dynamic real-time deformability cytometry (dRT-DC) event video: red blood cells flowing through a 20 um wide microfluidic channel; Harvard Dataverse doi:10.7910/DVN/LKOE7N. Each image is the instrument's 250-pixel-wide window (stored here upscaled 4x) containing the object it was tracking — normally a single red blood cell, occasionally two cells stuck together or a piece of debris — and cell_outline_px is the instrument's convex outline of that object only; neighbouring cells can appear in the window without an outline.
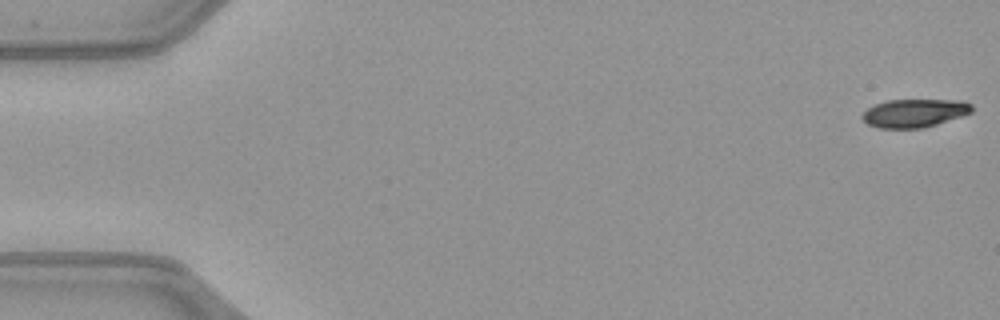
{"species": "common noctule bat (a hibernating species)", "species_latin": "Nyctalus noctula", "temperature_condition": "warm", "stored_images_in_passage": 51, "camera_frame_rate_fps": 3000, "um_per_image_px": 0.085, "animal": {"sex": "female", "body_mass_g": 21.9}, "frame": {"image": 1, "passage_image": 1, "time_ms": 0.0, "image_size_px": [1000, 320], "cell_outline_px": [[972, 112], [924, 128], [880, 128], [868, 124], [860, 116], [868, 108], [876, 104], [888, 100], [964, 100], [972, 104]], "centroid_in_image_um": [77.73, 9.61], "position_along_channel_um": 7.3, "area_um2": 17.92}}
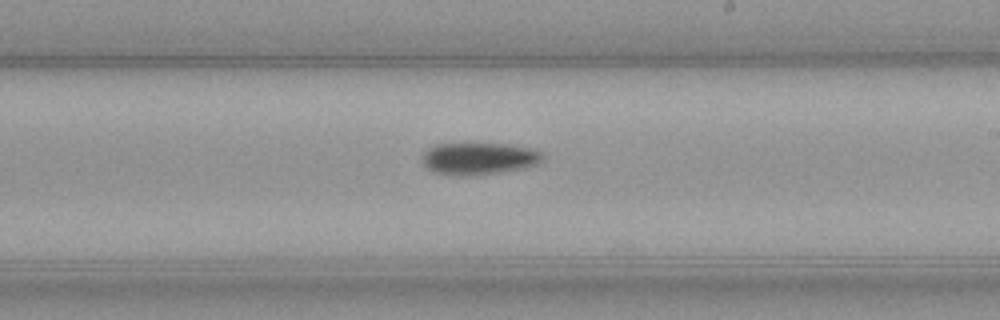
{"frame": {"image": 2, "passage_image": 30, "time_ms": 9.667, "image_size_px": [1000, 320], "cell_outline_px": [[544, 160], [536, 164], [524, 168], [476, 176], [456, 176], [432, 172], [420, 160], [420, 156], [428, 148], [436, 144], [508, 144], [532, 148], [540, 152], [544, 156]], "centroid_in_image_um": [40.68, 13.49], "position_along_channel_um": 248.3, "area_um2": 22.83}}
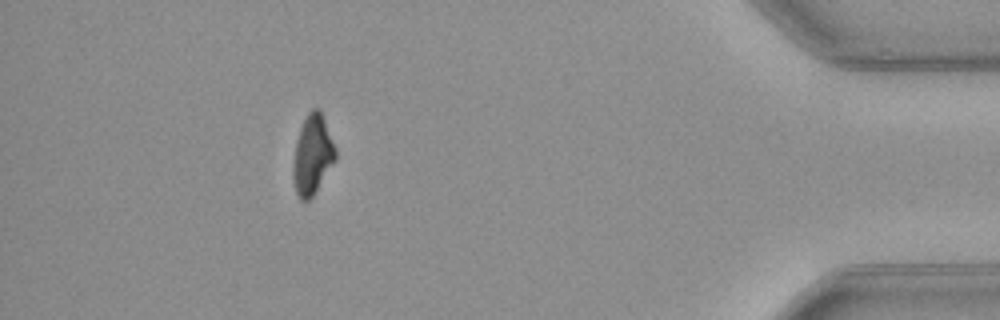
{"frame": {"image": 3, "passage_image": 46, "time_ms": 15.0, "image_size_px": [1000, 320], "cell_outline_px": [[336, 160], [312, 196], [308, 200], [300, 200], [296, 192], [292, 180], [292, 164], [296, 140], [300, 128], [308, 112], [312, 108], [320, 108], [336, 148]], "centroid_in_image_um": [26.55, 13.14], "position_along_channel_um": 408.7, "area_um2": 19.77}, "authors_computed_cell_mechanics": {"area_um2": 20.519, "velocity_mm_per_s": 4.0638, "shape_relaxation_time_tau1_ms": 2.71, "shape_relaxation_time_tau2_ms": null, "deformation_change_tau1": 0.1275, "deformation_change_tau2": null}}